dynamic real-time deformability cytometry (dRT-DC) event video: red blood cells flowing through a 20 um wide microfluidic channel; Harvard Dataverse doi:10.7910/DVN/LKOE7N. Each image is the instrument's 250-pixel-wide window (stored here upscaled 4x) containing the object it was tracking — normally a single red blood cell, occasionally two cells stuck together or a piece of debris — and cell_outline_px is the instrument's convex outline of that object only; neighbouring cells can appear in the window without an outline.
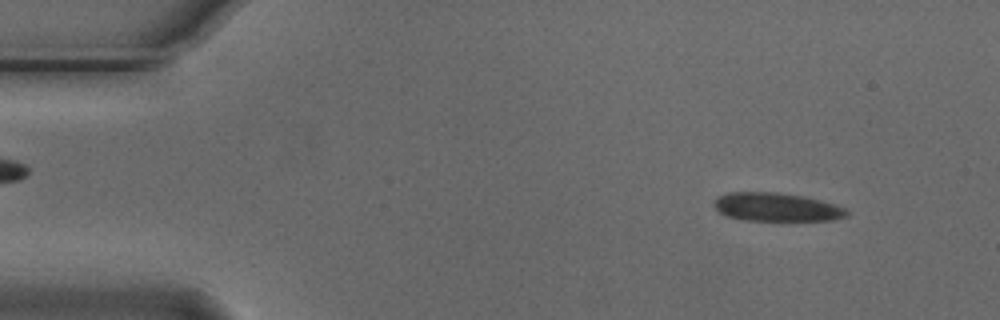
{"species": "Egyptian fruit bat (a non-hibernating species)", "species_latin": "Rousettus aegyptiacus", "temperature_condition": "cold", "stored_images_in_passage": 4, "camera_frame_rate_fps": 3000, "um_per_image_px": 0.085, "animal": {"sex": "male"}, "frame": {"image": 1, "passage_image": 1, "time_ms": 0.0, "image_size_px": [1000, 320], "cell_outline_px": [[848, 216], [832, 220], [744, 220], [724, 216], [712, 204], [716, 196], [728, 192], [776, 192], [800, 196], [820, 200], [844, 208], [848, 212]], "centroid_in_image_um": [65.93, 17.6], "position_along_channel_um": 19.1, "area_um2": 21.91}}
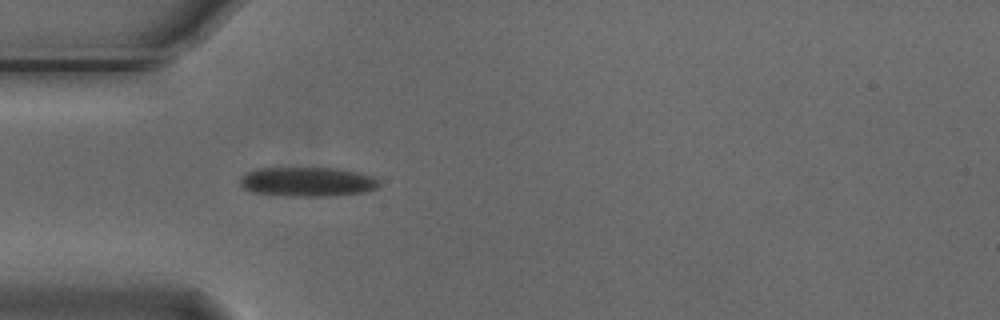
{"frame": {"image": 2, "passage_image": 4, "time_ms": 1.0, "image_size_px": [1000, 320], "cell_outline_px": [[380, 184], [376, 188], [364, 192], [336, 196], [284, 196], [252, 192], [244, 188], [240, 184], [240, 180], [248, 172], [256, 168], [336, 168], [356, 172], [372, 176], [380, 180]], "centroid_in_image_um": [26.15, 15.46], "position_along_channel_um": 58.8, "area_um2": 23.87}}